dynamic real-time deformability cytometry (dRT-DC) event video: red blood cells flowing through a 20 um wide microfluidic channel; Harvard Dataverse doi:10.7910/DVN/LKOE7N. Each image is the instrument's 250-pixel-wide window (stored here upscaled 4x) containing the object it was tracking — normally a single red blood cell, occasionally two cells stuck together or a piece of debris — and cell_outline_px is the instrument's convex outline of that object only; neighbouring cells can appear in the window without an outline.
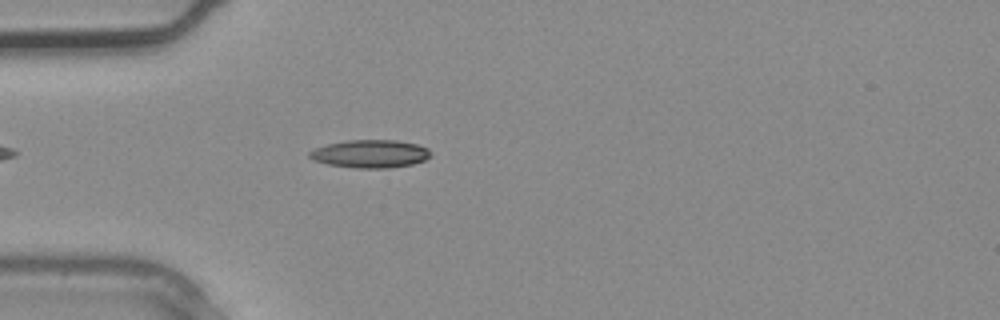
{"species": "common noctule bat (a hibernating species)", "species_latin": "Nyctalus noctula", "temperature_condition": "warm", "stored_images_in_passage": 2, "camera_frame_rate_fps": 3000, "um_per_image_px": 0.085, "animal": {"sex": "male", "body_mass_g": 20.4}, "frame": {"image": 1, "passage_image": 2, "time_ms": 0.333, "image_size_px": [1000, 320], "cell_outline_px": [[432, 156], [424, 160], [412, 164], [388, 168], [356, 168], [328, 164], [312, 160], [308, 156], [308, 152], [316, 148], [328, 144], [348, 140], [396, 140], [416, 144], [428, 148], [432, 152]], "centroid_in_image_um": [31.49, 13.07], "position_along_channel_um": 53.5, "area_um2": 19.77}}